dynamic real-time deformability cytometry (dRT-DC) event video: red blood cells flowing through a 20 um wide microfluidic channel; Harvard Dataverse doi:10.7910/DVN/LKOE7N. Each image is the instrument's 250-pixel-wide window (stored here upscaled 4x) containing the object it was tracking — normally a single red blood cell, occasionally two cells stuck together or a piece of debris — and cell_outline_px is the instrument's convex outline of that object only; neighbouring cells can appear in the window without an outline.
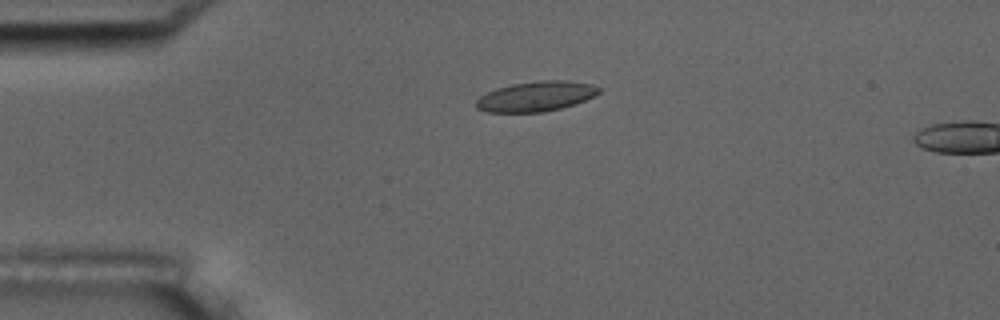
{"species": "common noctule bat (a hibernating species)", "species_latin": "Nyctalus noctula", "temperature_condition": "room temperature", "stored_images_in_passage": 3, "camera_frame_rate_fps": 3000, "um_per_image_px": 0.085, "animal": {"sex": "male", "body_mass_g": 17.5, "forearm_length_mm": 52.3}, "frame": {"image": 1, "passage_image": 2, "time_ms": 1.0, "image_size_px": [1000, 320], "cell_outline_px": [[600, 92], [576, 104], [544, 112], [488, 112], [476, 108], [476, 100], [480, 96], [496, 88], [512, 84], [540, 80], [564, 80], [592, 84], [600, 88]], "centroid_in_image_um": [45.55, 8.19], "position_along_channel_um": 39.5, "area_um2": 21.39}}